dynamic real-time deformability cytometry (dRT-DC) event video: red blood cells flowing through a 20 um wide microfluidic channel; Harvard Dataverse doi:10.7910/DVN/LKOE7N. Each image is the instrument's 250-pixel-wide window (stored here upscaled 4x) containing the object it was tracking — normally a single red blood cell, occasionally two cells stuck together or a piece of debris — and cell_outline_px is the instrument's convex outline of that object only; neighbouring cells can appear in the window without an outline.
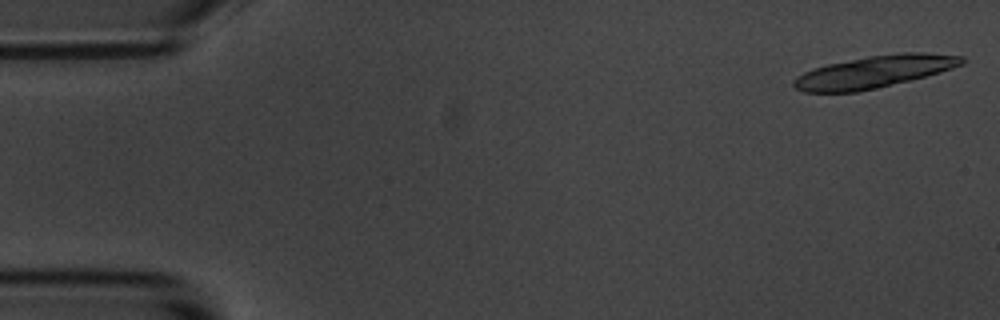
{"species": "common noctule bat (a hibernating species)", "species_latin": "Nyctalus noctula", "temperature_condition": "room temperature", "stored_images_in_passage": 7, "camera_frame_rate_fps": 3000, "um_per_image_px": 0.085, "animal": {"sex": "male", "body_mass_g": 20.1, "forearm_length_mm": 53.5}, "frame": {"image": 1, "passage_image": 1, "time_ms": 0.0, "image_size_px": [1000, 320], "cell_outline_px": [[964, 64], [952, 68], [924, 76], [876, 88], [856, 92], [804, 92], [796, 88], [792, 84], [792, 80], [796, 76], [812, 68], [828, 64], [868, 56], [904, 52], [920, 52], [964, 56]], "centroid_in_image_um": [74.27, 6.09], "position_along_channel_um": 10.7, "area_um2": 31.21}}
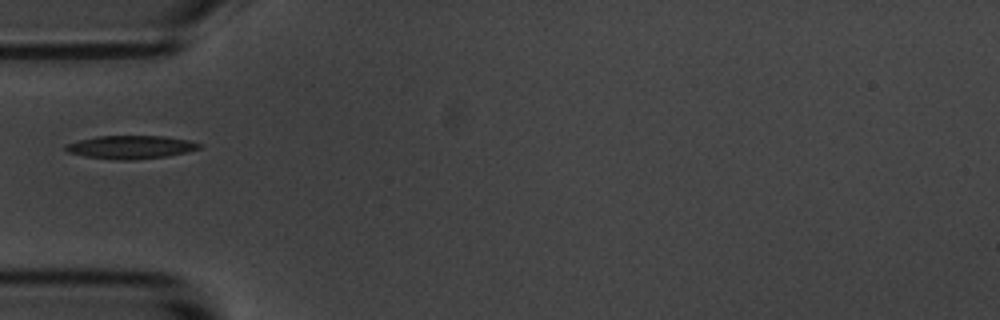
{"frame": {"image": 2, "passage_image": 6, "time_ms": 5.667, "image_size_px": [1000, 320], "cell_outline_px": [[200, 148], [168, 156], [132, 160], [112, 160], [84, 156], [68, 152], [64, 148], [64, 144], [96, 136], [164, 136], [188, 140], [200, 144]], "centroid_in_image_um": [11.05, 12.51], "position_along_channel_um": 73.9, "area_um2": 18.03}}